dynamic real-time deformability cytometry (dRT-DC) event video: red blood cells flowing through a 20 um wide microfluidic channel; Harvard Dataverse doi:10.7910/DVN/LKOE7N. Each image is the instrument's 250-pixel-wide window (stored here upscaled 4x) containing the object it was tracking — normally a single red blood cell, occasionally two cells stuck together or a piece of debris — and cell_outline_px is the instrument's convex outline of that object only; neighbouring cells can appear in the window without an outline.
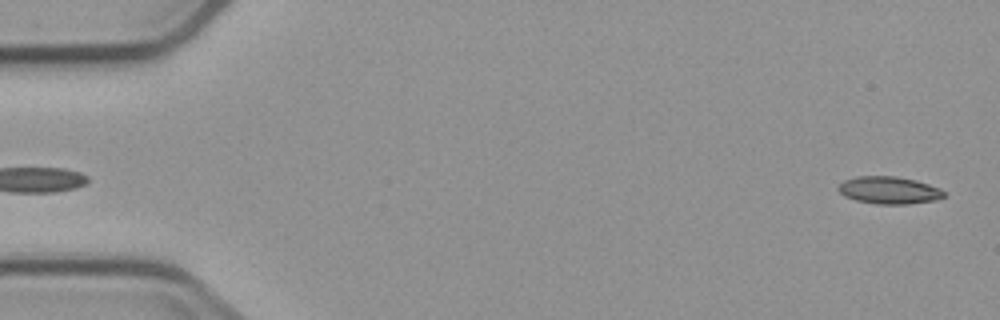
{"species": "common noctule bat (a hibernating species)", "species_latin": "Nyctalus noctula", "temperature_condition": "cold", "stored_images_in_passage": 6, "camera_frame_rate_fps": 3000, "um_per_image_px": 0.085, "animal": {"sex": "male", "body_mass_g": 23.1, "forearm_length_mm": 52.7}, "frame": {"image": 1, "passage_image": 6, "time_ms": 6.0, "image_size_px": [1000, 320], "cell_outline_px": [[944, 196], [940, 200], [908, 204], [876, 204], [856, 200], [844, 196], [836, 188], [844, 180], [856, 176], [896, 176], [916, 180], [940, 188], [944, 192]], "centroid_in_image_um": [75.58, 16.17], "position_along_channel_um": 9.4, "area_um2": 16.99}}